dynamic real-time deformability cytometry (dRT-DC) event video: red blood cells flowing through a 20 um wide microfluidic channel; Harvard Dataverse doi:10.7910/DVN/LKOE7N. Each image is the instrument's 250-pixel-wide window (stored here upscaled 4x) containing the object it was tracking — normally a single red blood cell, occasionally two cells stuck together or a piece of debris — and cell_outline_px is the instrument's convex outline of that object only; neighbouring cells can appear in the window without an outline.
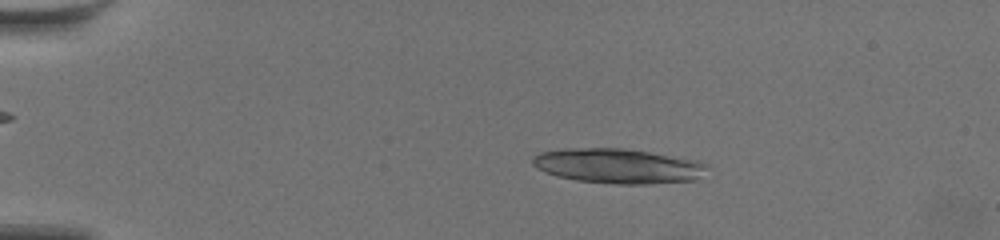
{"species": "common noctule bat (a hibernating species)", "species_latin": "Nyctalus noctula", "temperature_condition": "warm", "stored_images_in_passage": 58, "camera_frame_rate_fps": 3000, "um_per_image_px": 0.085, "animal": {"sex": "female", "body_mass_g": 19.5, "forearm_length_mm": 54.1}, "frame": {"image": 1, "passage_image": 12, "time_ms": 3.667, "image_size_px": [1000, 240], "cell_outline_px": [[704, 168], [692, 180], [648, 184], [616, 184], [576, 180], [556, 176], [544, 172], [536, 168], [532, 164], [532, 156], [540, 152], [568, 148], [620, 148], [648, 152], [696, 160], [704, 164]], "centroid_in_image_um": [52.39, 14.1], "position_along_channel_um": 32.6, "area_um2": 34.85}, "authors_computed_cell_mechanics": {"area_um2": 22.4264, "velocity_mm_per_s": 3.5813, "shape_relaxation_time_tau1_ms": null, "shape_relaxation_time_tau2_ms": 1.8899, "deformation_change_tau1": null, "deformation_change_tau2": 0.0968}}